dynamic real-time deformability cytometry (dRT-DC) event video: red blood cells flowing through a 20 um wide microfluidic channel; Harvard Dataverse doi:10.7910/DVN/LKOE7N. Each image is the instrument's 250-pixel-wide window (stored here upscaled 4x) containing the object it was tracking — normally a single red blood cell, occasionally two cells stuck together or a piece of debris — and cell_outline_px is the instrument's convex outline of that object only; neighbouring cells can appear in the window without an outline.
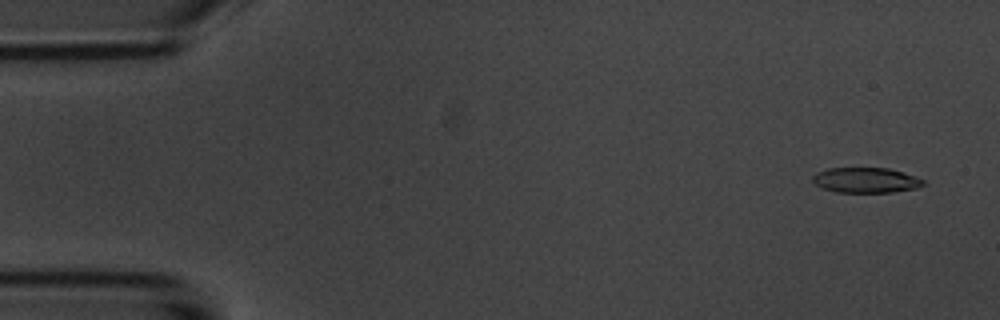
{"species": "common noctule bat (a hibernating species)", "species_latin": "Nyctalus noctula", "temperature_condition": "room temperature", "stored_images_in_passage": 5, "camera_frame_rate_fps": 3000, "um_per_image_px": 0.085, "animal": {"sex": "male", "body_mass_g": 20.1, "forearm_length_mm": 53.5}, "frame": {"image": 1, "passage_image": 1, "time_ms": 0.0, "image_size_px": [1000, 320], "cell_outline_px": [[924, 184], [916, 188], [892, 192], [836, 192], [824, 188], [816, 184], [812, 180], [812, 176], [816, 172], [828, 168], [888, 168], [924, 180]], "centroid_in_image_um": [73.55, 15.31], "position_along_channel_um": 11.5, "area_um2": 16.01}}
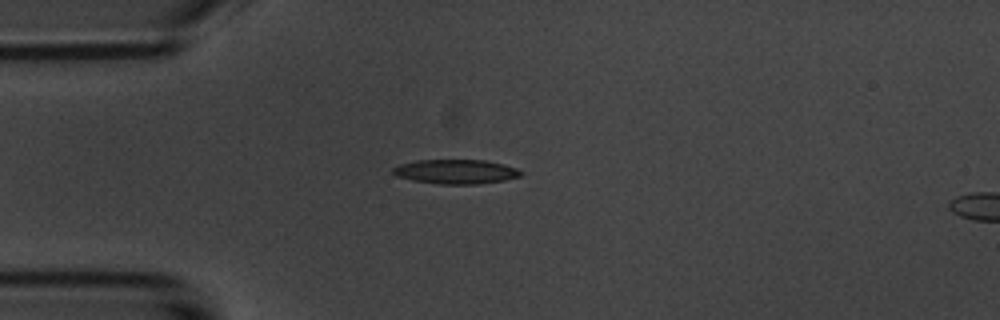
{"frame": {"image": 2, "passage_image": 4, "time_ms": 3.667, "image_size_px": [1000, 320], "cell_outline_px": [[524, 172], [520, 176], [504, 180], [480, 184], [440, 184], [412, 180], [396, 176], [392, 172], [392, 168], [400, 164], [416, 160], [484, 160], [504, 164], [516, 168]], "centroid_in_image_um": [38.75, 14.59], "position_along_channel_um": 46.3, "area_um2": 18.21}}